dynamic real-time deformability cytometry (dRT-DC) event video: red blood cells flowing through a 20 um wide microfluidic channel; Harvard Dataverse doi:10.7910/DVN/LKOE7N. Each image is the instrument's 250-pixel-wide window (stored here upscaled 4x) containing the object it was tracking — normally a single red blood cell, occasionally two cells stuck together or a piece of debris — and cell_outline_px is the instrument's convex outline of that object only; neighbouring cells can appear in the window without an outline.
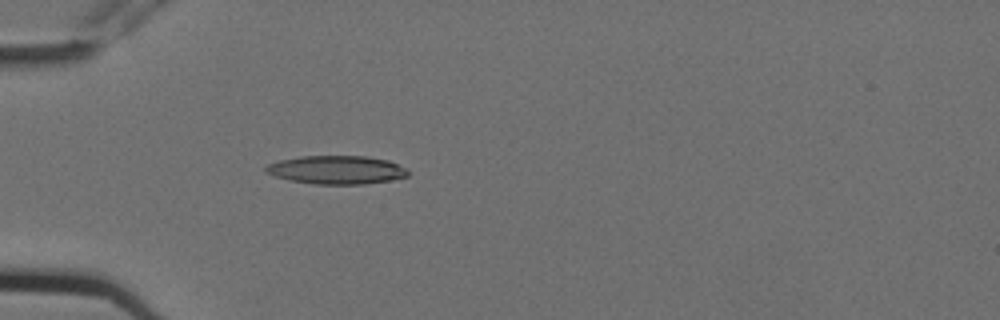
{"species": "Egyptian fruit bat (a non-hibernating species)", "species_latin": "Rousettus aegyptiacus", "temperature_condition": "cold", "stored_images_in_passage": 1, "camera_frame_rate_fps": 3000, "um_per_image_px": 0.085, "animal": {"sex": "female"}, "frame": {"image": 1, "passage_image": 1, "time_ms": 0.0, "image_size_px": [1000, 320], "cell_outline_px": [[408, 176], [392, 180], [364, 184], [312, 184], [292, 180], [276, 176], [264, 172], [264, 168], [268, 164], [280, 160], [300, 156], [364, 156], [388, 160], [408, 168]], "centroid_in_image_um": [28.63, 14.44], "position_along_channel_um": 56.4, "area_um2": 23.58}}